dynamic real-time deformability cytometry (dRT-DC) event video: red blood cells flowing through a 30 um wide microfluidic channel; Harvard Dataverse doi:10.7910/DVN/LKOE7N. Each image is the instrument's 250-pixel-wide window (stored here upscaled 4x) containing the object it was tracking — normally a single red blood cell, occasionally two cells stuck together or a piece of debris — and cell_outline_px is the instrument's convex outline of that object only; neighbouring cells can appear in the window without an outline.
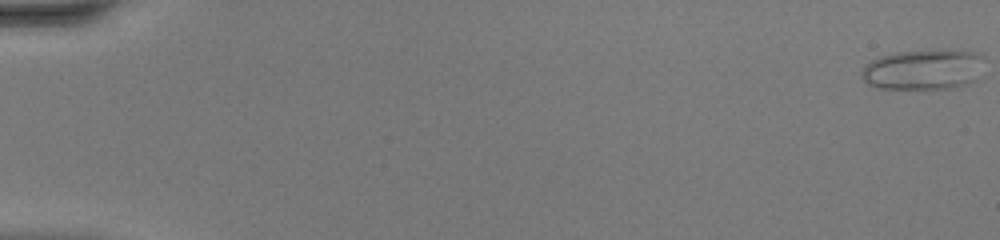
{"species": "common noctule bat (a hibernating species)", "species_latin": "Nyctalus noctula", "temperature_condition": "warm", "stored_images_in_passage": 48, "camera_frame_rate_fps": 3000, "um_per_image_px": 0.085, "animal": {"sex": "female", "body_mass_g": 20.0, "forearm_length_mm": 54.0}, "frame": {"image": 1, "passage_image": 1, "time_ms": 0.0, "image_size_px": [1000, 240], "cell_outline_px": [[984, 56], [976, 80], [968, 84], [956, 88], [876, 88], [868, 84], [860, 76], [860, 72], [864, 64], [880, 56], [896, 52], [980, 52]], "centroid_in_image_um": [78.43, 5.94], "position_along_channel_um": 6.6, "area_um2": 28.32}}
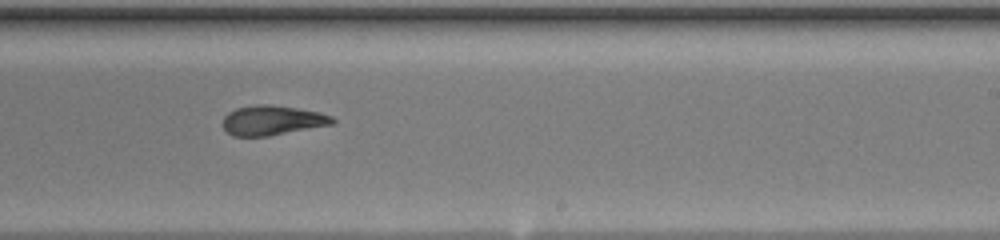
{"frame": {"image": 2, "passage_image": 31, "time_ms": 10.0, "image_size_px": [1000, 240], "cell_outline_px": [[336, 124], [268, 136], [232, 136], [224, 128], [224, 116], [228, 112], [236, 108], [256, 104], [272, 104], [320, 112], [332, 116], [336, 120]], "centroid_in_image_um": [23.19, 10.22], "position_along_channel_um": 265.8, "area_um2": 19.13}}
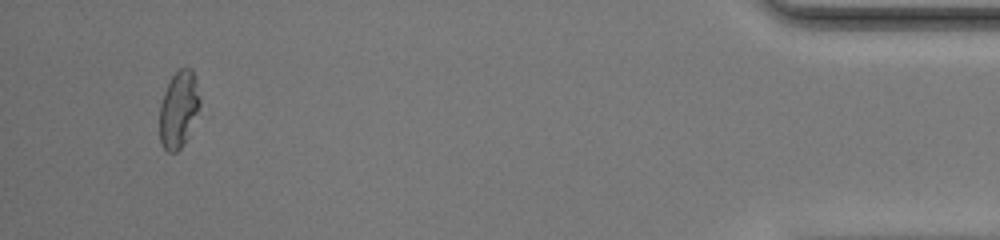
{"frame": {"image": 3, "passage_image": 46, "time_ms": 15.0, "image_size_px": [1000, 240], "cell_outline_px": [[200, 104], [188, 136], [184, 144], [176, 152], [168, 152], [160, 144], [160, 104], [164, 92], [172, 76], [180, 68], [192, 68], [196, 80], [200, 100]], "centroid_in_image_um": [15.18, 9.3], "position_along_channel_um": 420.0, "area_um2": 17.86}, "authors_computed_cell_mechanics": {"area_um2": 20.1433, "velocity_mm_per_s": 4.4184, "shape_relaxation_time_tau1_ms": 5.3109, "shape_relaxation_time_tau2_ms": 1.926, "deformation_change_tau1": 0.2116, "deformation_change_tau2": 0.0904}}